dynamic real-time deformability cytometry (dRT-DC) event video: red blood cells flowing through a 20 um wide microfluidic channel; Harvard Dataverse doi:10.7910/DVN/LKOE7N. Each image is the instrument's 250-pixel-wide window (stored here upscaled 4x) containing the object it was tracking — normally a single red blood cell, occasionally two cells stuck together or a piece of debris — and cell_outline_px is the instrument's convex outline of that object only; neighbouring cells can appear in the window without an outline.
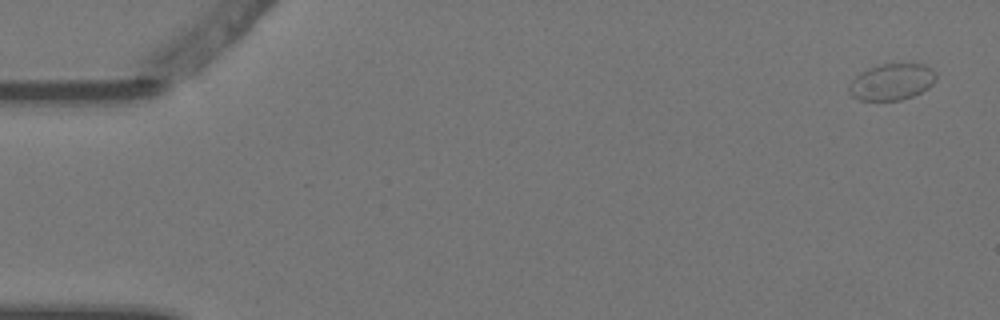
{"species": "Egyptian fruit bat (a non-hibernating species)", "species_latin": "Rousettus aegyptiacus", "temperature_condition": "warm", "stored_images_in_passage": 6, "camera_frame_rate_fps": 3000, "um_per_image_px": 0.085, "animal": {"sex": "female"}, "frame": {"image": 1, "passage_image": 1, "time_ms": 0.0, "image_size_px": [1000, 320], "cell_outline_px": [[936, 80], [928, 88], [912, 96], [900, 100], [860, 100], [852, 96], [848, 92], [848, 84], [860, 72], [868, 68], [880, 64], [924, 64], [932, 68], [936, 72]], "centroid_in_image_um": [75.79, 6.95], "position_along_channel_um": 9.2, "area_um2": 18.55}}
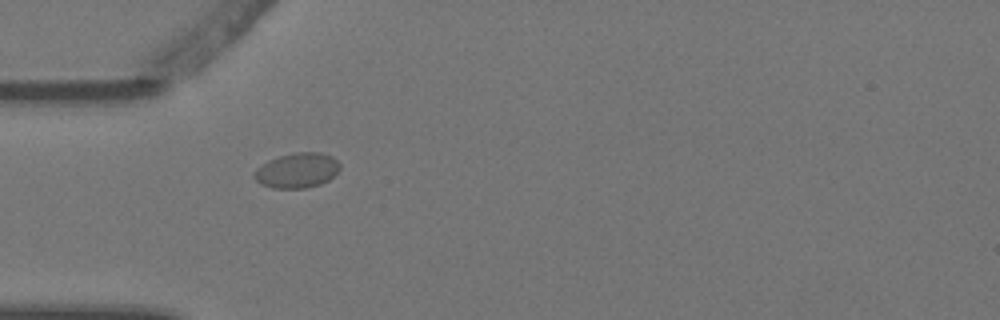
{"frame": {"image": 2, "passage_image": 5, "time_ms": 1.333, "image_size_px": [1000, 320], "cell_outline_px": [[340, 168], [328, 180], [320, 184], [308, 188], [272, 188], [260, 184], [252, 176], [252, 172], [256, 168], [268, 160], [280, 156], [296, 152], [320, 152], [332, 156], [340, 164]], "centroid_in_image_um": [25.22, 14.49], "position_along_channel_um": 59.8, "area_um2": 17.57}}
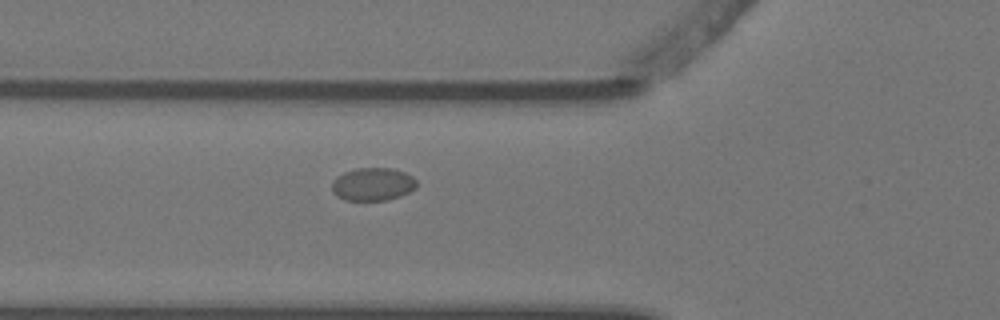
{"frame": {"image": 3, "passage_image": 6, "time_ms": 1.667, "image_size_px": [1000, 320], "cell_outline_px": [[416, 188], [400, 196], [388, 200], [344, 200], [336, 196], [332, 192], [332, 180], [336, 176], [344, 172], [356, 168], [392, 168], [404, 172], [412, 176], [416, 180]], "centroid_in_image_um": [31.66, 15.66], "position_along_channel_um": 94.1, "area_um2": 16.42}}